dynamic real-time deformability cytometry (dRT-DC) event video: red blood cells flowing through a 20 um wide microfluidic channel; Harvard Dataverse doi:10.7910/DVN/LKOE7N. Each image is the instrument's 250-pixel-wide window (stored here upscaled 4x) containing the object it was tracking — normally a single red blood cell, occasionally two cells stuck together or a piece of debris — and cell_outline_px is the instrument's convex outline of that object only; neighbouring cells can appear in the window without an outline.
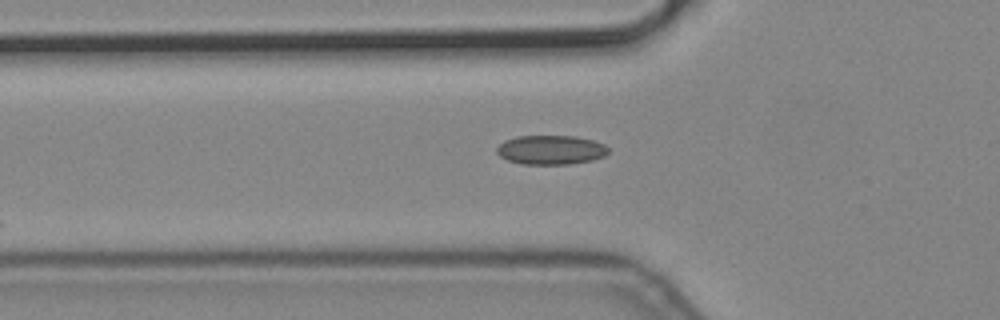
{"species": "common noctule bat (a hibernating species)", "species_latin": "Nyctalus noctula", "temperature_condition": "cold", "stored_images_in_passage": 8, "camera_frame_rate_fps": 3000, "um_per_image_px": 0.085, "animal": {"sex": "male", "body_mass_g": 19.2, "forearm_length_mm": 51.8}, "frame": {"image": 1, "passage_image": 2, "time_ms": 0.333, "image_size_px": [1000, 320], "cell_outline_px": [[608, 152], [604, 156], [592, 160], [568, 164], [520, 164], [508, 160], [500, 156], [496, 152], [496, 148], [504, 140], [516, 136], [576, 136], [592, 140], [604, 144], [608, 148]], "centroid_in_image_um": [46.8, 12.74], "position_along_channel_um": 79.0, "area_um2": 19.02}}
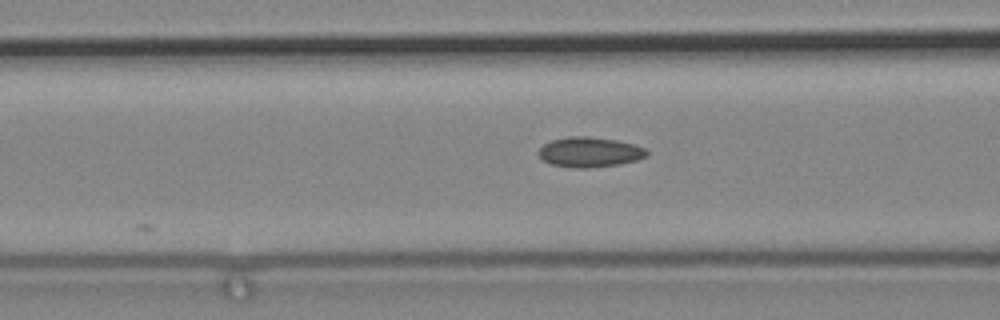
{"frame": {"image": 2, "passage_image": 5, "time_ms": 1.333, "image_size_px": [1000, 320], "cell_outline_px": [[648, 156], [636, 160], [620, 164], [588, 168], [576, 168], [552, 164], [544, 160], [536, 152], [544, 144], [552, 140], [568, 136], [588, 136], [616, 140], [632, 144], [644, 148], [648, 152]], "centroid_in_image_um": [50.11, 12.92], "position_along_channel_um": 116.5, "area_um2": 18.84}}
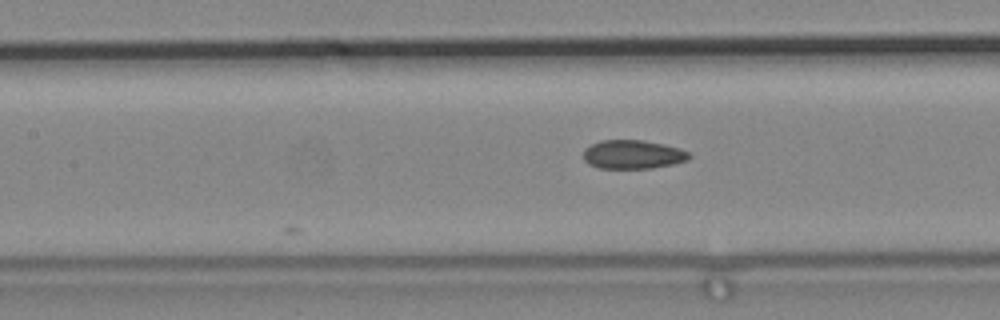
{"frame": {"image": 3, "passage_image": 8, "time_ms": 2.333, "image_size_px": [1000, 320], "cell_outline_px": [[692, 156], [688, 160], [672, 164], [652, 168], [596, 168], [588, 164], [584, 160], [584, 148], [600, 140], [644, 140], [664, 144], [680, 148], [688, 152]], "centroid_in_image_um": [53.79, 13.12], "position_along_channel_um": 153.6, "area_um2": 17.86}}